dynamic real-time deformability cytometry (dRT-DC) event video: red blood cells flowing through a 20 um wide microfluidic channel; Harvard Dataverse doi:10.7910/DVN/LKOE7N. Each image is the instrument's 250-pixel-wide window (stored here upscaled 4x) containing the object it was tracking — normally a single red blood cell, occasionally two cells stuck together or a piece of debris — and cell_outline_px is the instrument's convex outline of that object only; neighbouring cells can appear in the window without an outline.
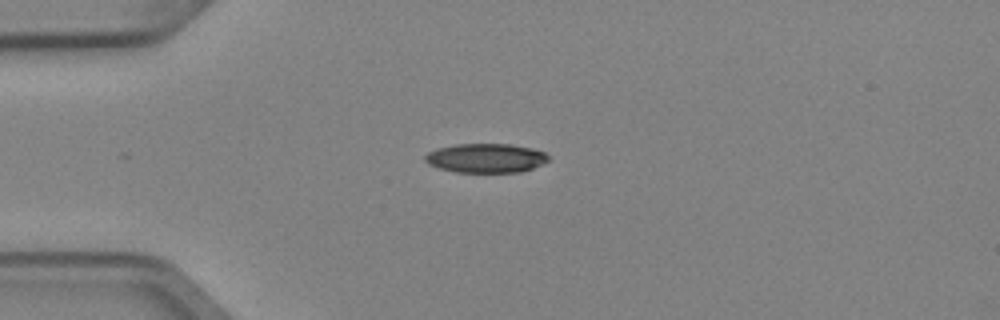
{"species": "Egyptian fruit bat (a non-hibernating species)", "species_latin": "Rousettus aegyptiacus", "temperature_condition": "cold", "stored_images_in_passage": 3, "camera_frame_rate_fps": 3000, "um_per_image_px": 0.085, "animal": {"sex": "female"}, "frame": {"image": 1, "passage_image": 1, "time_ms": 0.0, "image_size_px": [1000, 320], "cell_outline_px": [[548, 160], [544, 164], [520, 172], [456, 172], [440, 168], [428, 164], [424, 160], [424, 156], [428, 152], [440, 148], [456, 144], [508, 144], [532, 148], [544, 152], [548, 156]], "centroid_in_image_um": [41.3, 13.44], "position_along_channel_um": 43.7, "area_um2": 20.87}}
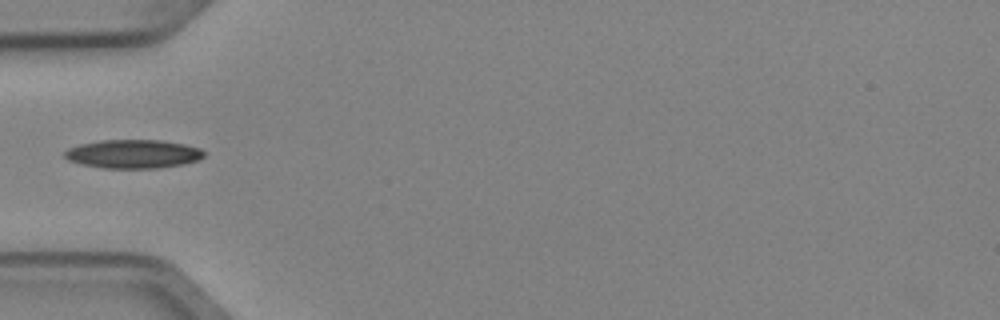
{"frame": {"image": 2, "passage_image": 2, "time_ms": 0.333, "image_size_px": [1000, 320], "cell_outline_px": [[204, 156], [196, 160], [184, 164], [156, 168], [104, 168], [84, 164], [68, 160], [64, 156], [64, 152], [68, 148], [80, 144], [100, 140], [160, 140], [184, 144], [200, 148], [204, 152]], "centroid_in_image_um": [11.31, 13.08], "position_along_channel_um": 73.7, "area_um2": 23.12}}
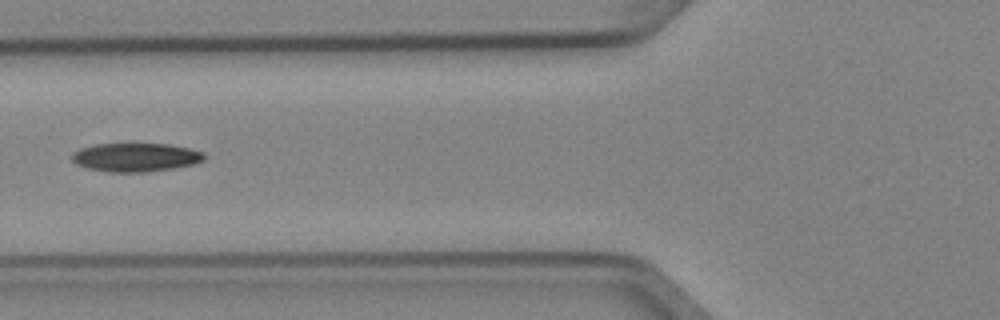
{"frame": {"image": 3, "passage_image": 3, "time_ms": 0.667, "image_size_px": [1000, 320], "cell_outline_px": [[204, 160], [192, 164], [172, 168], [144, 172], [112, 172], [88, 168], [76, 164], [72, 160], [72, 152], [80, 148], [96, 144], [168, 144], [188, 148], [204, 152]], "centroid_in_image_um": [11.5, 13.36], "position_along_channel_um": 114.3, "area_um2": 21.85}}